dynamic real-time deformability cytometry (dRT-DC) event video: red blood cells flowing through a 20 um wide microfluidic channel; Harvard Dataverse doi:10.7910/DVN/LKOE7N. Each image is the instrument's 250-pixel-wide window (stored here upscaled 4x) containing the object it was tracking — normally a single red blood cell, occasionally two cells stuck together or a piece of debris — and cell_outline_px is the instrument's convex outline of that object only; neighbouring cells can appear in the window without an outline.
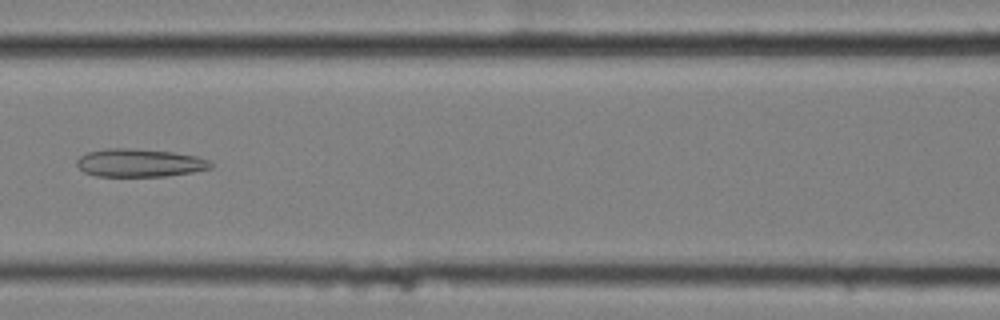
{"species": "common noctule bat (a hibernating species)", "species_latin": "Nyctalus noctula", "temperature_condition": "cold", "stored_images_in_passage": 11, "camera_frame_rate_fps": 3000, "um_per_image_px": 0.085, "animal": {"sex": "female", "body_mass_g": 25.1}, "frame": {"image": 1, "passage_image": 7, "time_ms": 2.0, "image_size_px": [1000, 320], "cell_outline_px": [[212, 168], [192, 172], [164, 176], [96, 176], [84, 172], [76, 164], [76, 160], [80, 156], [88, 152], [108, 148], [128, 148], [172, 152], [196, 156], [208, 160], [212, 164]], "centroid_in_image_um": [11.84, 13.84], "position_along_channel_um": 154.8, "area_um2": 21.73}}
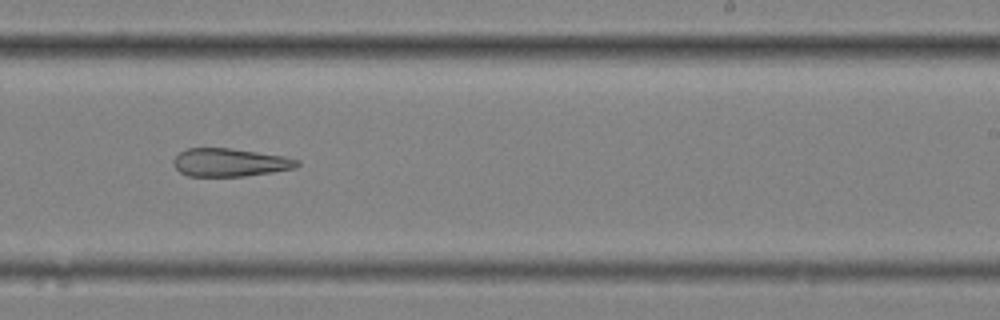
{"frame": {"image": 2, "passage_image": 10, "time_ms": 3.0, "image_size_px": [1000, 320], "cell_outline_px": [[300, 164], [296, 168], [272, 172], [244, 176], [188, 176], [180, 172], [172, 164], [172, 160], [180, 152], [188, 148], [228, 148], [284, 156], [300, 160]], "centroid_in_image_um": [19.54, 13.81], "position_along_channel_um": 269.5, "area_um2": 20.23}}
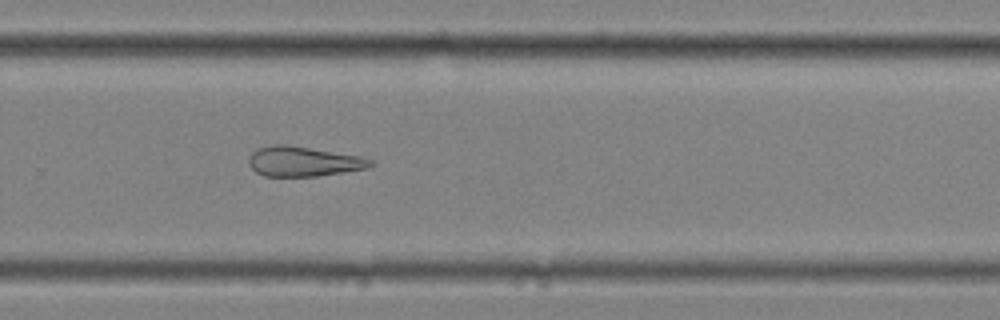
{"frame": {"image": 3, "passage_image": 11, "time_ms": 3.333, "image_size_px": [1000, 320], "cell_outline_px": [[376, 164], [368, 168], [344, 172], [316, 176], [264, 176], [256, 172], [248, 164], [248, 160], [252, 152], [260, 148], [272, 144], [284, 144], [360, 156], [372, 160]], "centroid_in_image_um": [25.79, 13.73], "position_along_channel_um": 304.0, "area_um2": 21.1}}